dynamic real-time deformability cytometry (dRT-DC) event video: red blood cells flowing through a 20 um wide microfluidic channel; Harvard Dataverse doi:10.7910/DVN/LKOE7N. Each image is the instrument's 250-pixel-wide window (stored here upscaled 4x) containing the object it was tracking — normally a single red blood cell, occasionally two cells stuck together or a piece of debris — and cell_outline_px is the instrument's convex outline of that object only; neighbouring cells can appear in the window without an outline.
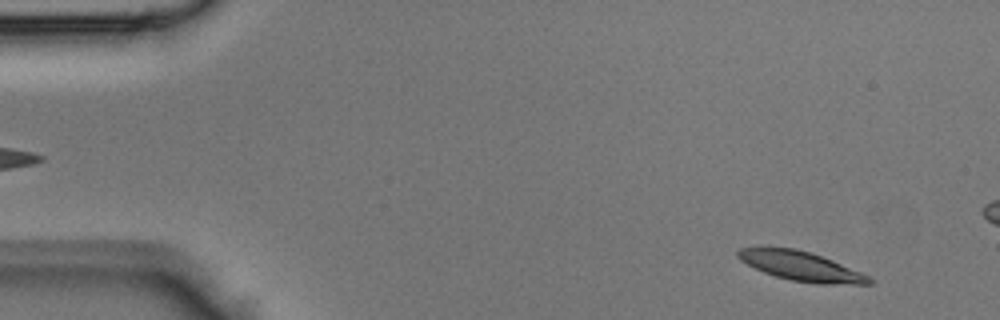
{"species": "Egyptian fruit bat (a non-hibernating species)", "species_latin": "Rousettus aegyptiacus", "temperature_condition": "room temperature", "stored_images_in_passage": 12, "camera_frame_rate_fps": 3000, "um_per_image_px": 0.085, "animal": {"sex": "male"}, "frame": {"image": 1, "passage_image": 3, "time_ms": 0.667, "image_size_px": [1000, 320], "cell_outline_px": [[872, 284], [816, 284], [788, 280], [764, 272], [740, 260], [736, 256], [736, 252], [740, 248], [796, 248], [832, 260], [860, 272], [868, 276], [872, 280]], "centroid_in_image_um": [68.08, 22.64], "position_along_channel_um": 16.9, "area_um2": 22.08}}